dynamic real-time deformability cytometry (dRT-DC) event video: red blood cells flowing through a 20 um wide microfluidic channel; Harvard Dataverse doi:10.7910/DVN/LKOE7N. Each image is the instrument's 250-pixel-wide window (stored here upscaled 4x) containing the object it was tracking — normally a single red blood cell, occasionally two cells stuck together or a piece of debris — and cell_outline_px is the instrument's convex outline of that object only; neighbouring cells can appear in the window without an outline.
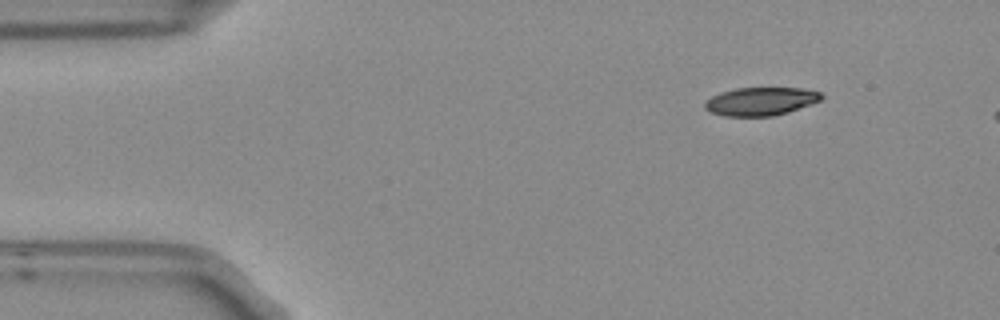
{"species": "Egyptian fruit bat (a non-hibernating species)", "species_latin": "Rousettus aegyptiacus", "temperature_condition": "room temperature", "stored_images_in_passage": 3, "camera_frame_rate_fps": 3000, "um_per_image_px": 0.085, "frame": {"image": 1, "passage_image": 1, "time_ms": 0.0, "image_size_px": [1000, 320], "cell_outline_px": [[824, 100], [788, 112], [772, 116], [724, 116], [708, 112], [704, 108], [704, 104], [712, 96], [720, 92], [736, 88], [800, 88], [820, 92], [824, 96]], "centroid_in_image_um": [64.67, 8.62], "position_along_channel_um": 20.3, "area_um2": 19.31}}